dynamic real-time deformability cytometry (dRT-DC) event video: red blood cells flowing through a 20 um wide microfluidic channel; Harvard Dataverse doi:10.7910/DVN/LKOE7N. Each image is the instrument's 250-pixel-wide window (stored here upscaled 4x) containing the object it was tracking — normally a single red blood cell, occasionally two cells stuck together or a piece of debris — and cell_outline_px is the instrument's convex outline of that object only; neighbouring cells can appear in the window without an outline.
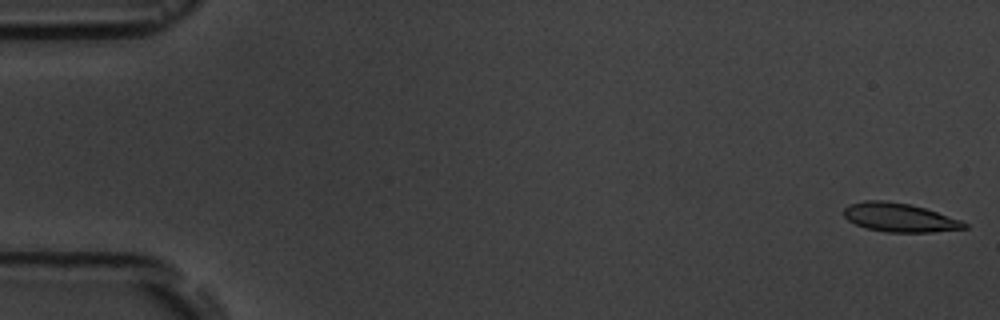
{"species": "common noctule bat (a hibernating species)", "species_latin": "Nyctalus noctula", "temperature_condition": "room temperature", "stored_images_in_passage": 8, "camera_frame_rate_fps": 3000, "um_per_image_px": 0.085, "animal": {"sex": "male", "body_mass_g": 19.5, "forearm_length_mm": 54.6}, "frame": {"image": 1, "passage_image": 1, "time_ms": 0.0, "image_size_px": [1000, 320], "cell_outline_px": [[968, 228], [932, 232], [884, 232], [864, 228], [848, 220], [844, 216], [844, 208], [848, 204], [864, 200], [884, 200], [908, 204], [924, 208], [960, 220], [968, 224]], "centroid_in_image_um": [76.41, 18.49], "position_along_channel_um": 8.6, "area_um2": 20.17}}
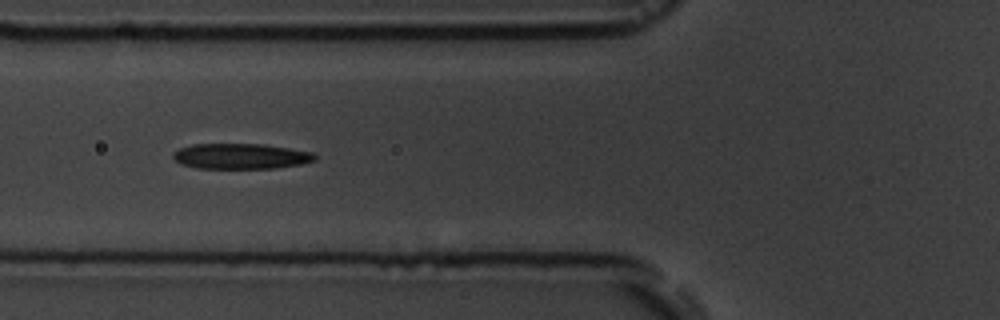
{"frame": {"image": 2, "passage_image": 7, "time_ms": 6.667, "image_size_px": [1000, 320], "cell_outline_px": [[316, 160], [300, 164], [276, 168], [196, 168], [180, 164], [172, 156], [172, 152], [180, 148], [192, 144], [264, 144], [312, 152], [316, 156]], "centroid_in_image_um": [20.44, 13.28], "position_along_channel_um": 105.4, "area_um2": 21.04}}
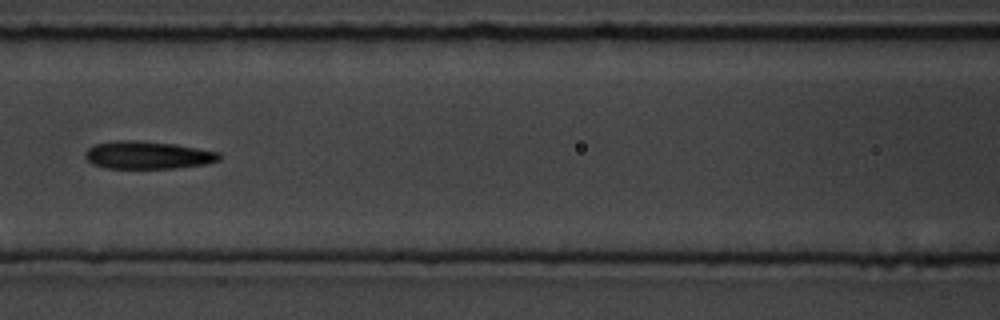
{"frame": {"image": 3, "passage_image": 8, "time_ms": 8.0, "image_size_px": [1000, 320], "cell_outline_px": [[220, 160], [204, 164], [176, 168], [104, 168], [92, 164], [84, 156], [84, 152], [88, 148], [96, 144], [112, 140], [132, 140], [172, 144], [220, 152]], "centroid_in_image_um": [12.51, 13.18], "position_along_channel_um": 154.1, "area_um2": 21.56}}